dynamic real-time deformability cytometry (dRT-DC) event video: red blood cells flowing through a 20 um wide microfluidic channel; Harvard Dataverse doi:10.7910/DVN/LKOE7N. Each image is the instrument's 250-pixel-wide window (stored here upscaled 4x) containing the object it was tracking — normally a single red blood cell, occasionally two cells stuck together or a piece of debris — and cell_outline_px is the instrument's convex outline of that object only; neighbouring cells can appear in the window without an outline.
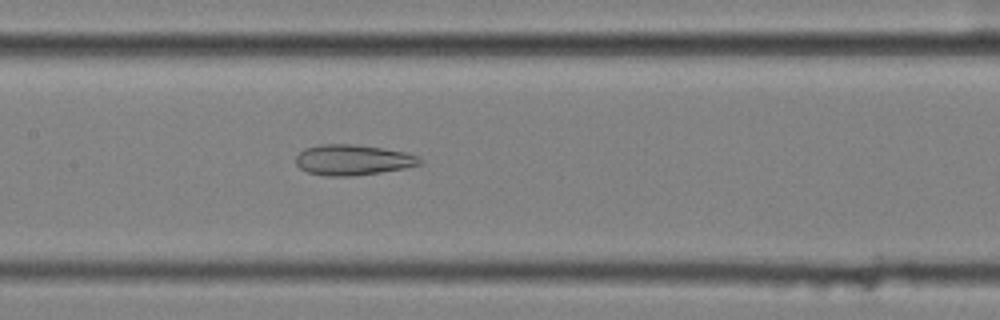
{"species": "common noctule bat (a hibernating species)", "species_latin": "Nyctalus noctula", "temperature_condition": "cold", "stored_images_in_passage": 29, "camera_frame_rate_fps": 3000, "um_per_image_px": 0.085, "animal": {"sex": "female", "body_mass_g": 25.1}, "frame": {"image": 1, "passage_image": 28, "time_ms": 9.0, "image_size_px": [1000, 320], "cell_outline_px": [[424, 160], [420, 164], [404, 168], [380, 172], [352, 176], [328, 176], [308, 172], [300, 168], [296, 164], [296, 156], [304, 148], [320, 144], [356, 144], [404, 152], [420, 156]], "centroid_in_image_um": [29.99, 13.58], "position_along_channel_um": 177.4, "area_um2": 22.02}}